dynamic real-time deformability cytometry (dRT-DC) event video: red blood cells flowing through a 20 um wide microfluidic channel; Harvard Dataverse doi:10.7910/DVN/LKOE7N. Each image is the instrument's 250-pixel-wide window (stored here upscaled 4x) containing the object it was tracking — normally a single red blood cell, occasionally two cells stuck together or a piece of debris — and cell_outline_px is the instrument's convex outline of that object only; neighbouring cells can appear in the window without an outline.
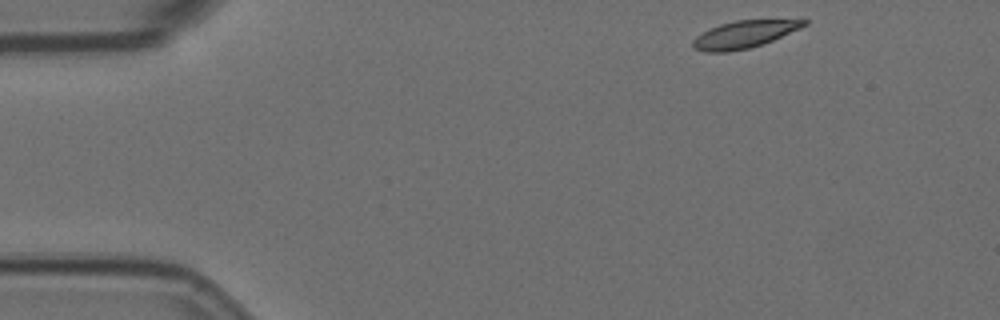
{"species": "Egyptian fruit bat (a non-hibernating species)", "species_latin": "Rousettus aegyptiacus", "temperature_condition": "room temperature", "stored_images_in_passage": 41, "camera_frame_rate_fps": 3000, "um_per_image_px": 0.085, "animal": {"sex": "female"}, "frame": {"image": 1, "passage_image": 1, "time_ms": 0.0, "image_size_px": [1000, 320], "cell_outline_px": [[808, 24], [800, 28], [772, 40], [748, 48], [728, 52], [704, 52], [692, 48], [692, 40], [696, 36], [720, 24], [736, 20], [808, 20]], "centroid_in_image_um": [63.21, 2.93], "position_along_channel_um": 21.8, "area_um2": 17.34}}
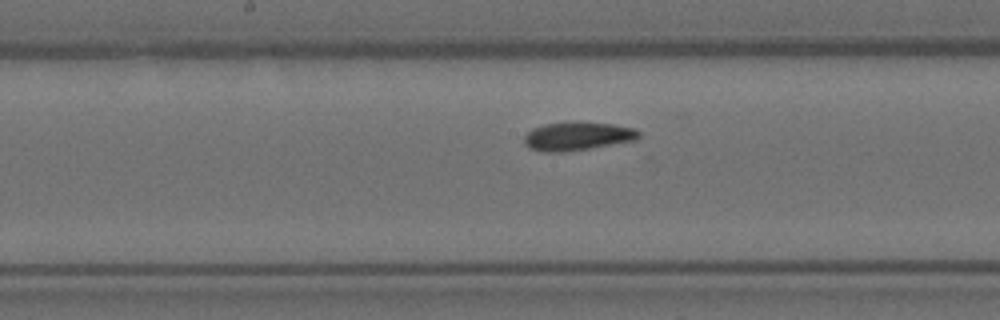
{"frame": {"image": 2, "passage_image": 23, "time_ms": 7.333, "image_size_px": [1000, 320], "cell_outline_px": [[640, 136], [636, 140], [564, 152], [544, 152], [528, 148], [524, 144], [524, 136], [532, 128], [544, 124], [612, 124], [636, 128], [640, 132]], "centroid_in_image_um": [49.06, 11.61], "position_along_channel_um": 199.1, "area_um2": 18.38}}
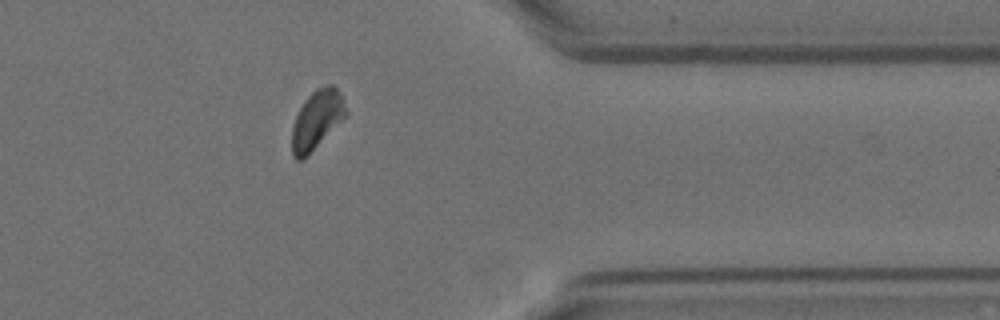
{"frame": {"image": 3, "passage_image": 40, "time_ms": 13.0, "image_size_px": [1000, 320], "cell_outline_px": [[348, 116], [304, 160], [296, 160], [292, 156], [292, 128], [296, 116], [304, 100], [316, 88], [328, 84], [332, 84], [336, 88], [348, 112]], "centroid_in_image_um": [26.93, 10.22], "position_along_channel_um": 384.5, "area_um2": 18.73}}